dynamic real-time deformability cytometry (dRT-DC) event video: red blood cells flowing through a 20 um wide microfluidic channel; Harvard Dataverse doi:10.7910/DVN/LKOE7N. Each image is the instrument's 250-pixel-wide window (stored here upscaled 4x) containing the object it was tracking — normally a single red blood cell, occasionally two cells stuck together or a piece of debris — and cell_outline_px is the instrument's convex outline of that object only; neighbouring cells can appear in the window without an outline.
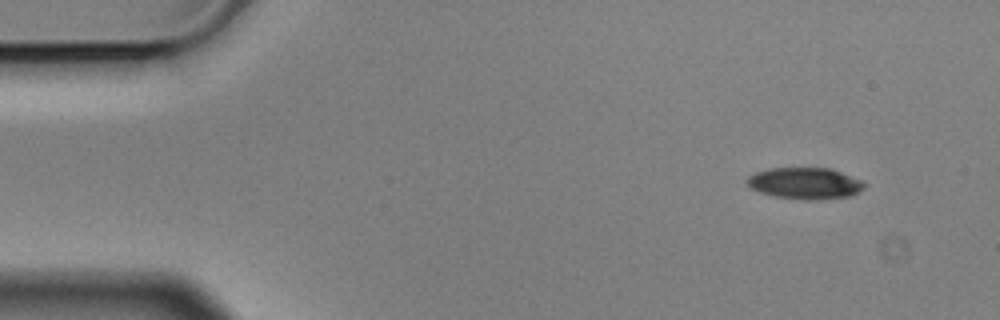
{"species": "Egyptian fruit bat (a non-hibernating species)", "species_latin": "Rousettus aegyptiacus", "temperature_condition": "cold", "stored_images_in_passage": 4, "camera_frame_rate_fps": 3000, "um_per_image_px": 0.085, "animal": {"sex": "male"}, "frame": {"image": 1, "passage_image": 1, "time_ms": 0.0, "image_size_px": [1000, 320], "cell_outline_px": [[868, 184], [860, 192], [852, 196], [816, 200], [804, 200], [776, 196], [760, 192], [748, 188], [744, 184], [744, 180], [748, 176], [756, 172], [768, 168], [832, 168], [860, 180]], "centroid_in_image_um": [68.4, 15.58], "position_along_channel_um": 16.6, "area_um2": 21.91}}
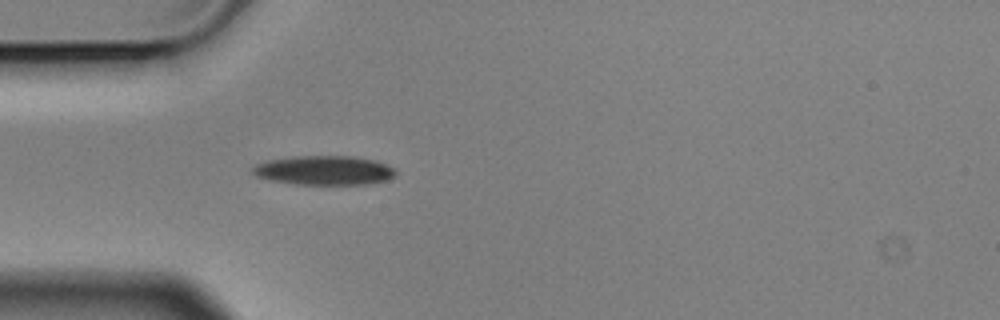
{"frame": {"image": 2, "passage_image": 4, "time_ms": 1.0, "image_size_px": [1000, 320], "cell_outline_px": [[396, 176], [384, 180], [364, 184], [296, 184], [272, 180], [256, 176], [252, 172], [252, 168], [256, 164], [268, 160], [292, 156], [352, 156], [372, 160], [396, 168]], "centroid_in_image_um": [27.54, 14.47], "position_along_channel_um": 57.5, "area_um2": 24.16}}